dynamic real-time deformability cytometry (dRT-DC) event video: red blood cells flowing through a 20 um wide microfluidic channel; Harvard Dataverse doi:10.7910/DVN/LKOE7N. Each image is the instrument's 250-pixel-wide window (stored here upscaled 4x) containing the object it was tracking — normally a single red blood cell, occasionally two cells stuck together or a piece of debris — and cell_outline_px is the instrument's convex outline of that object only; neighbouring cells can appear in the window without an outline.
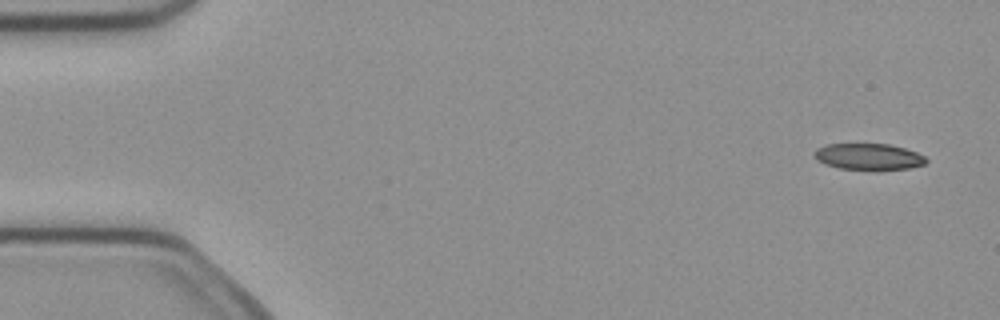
{"species": "common noctule bat (a hibernating species)", "species_latin": "Nyctalus noctula", "temperature_condition": "cold", "stored_images_in_passage": 6, "camera_frame_rate_fps": 3000, "um_per_image_px": 0.085, "animal": {"sex": "female", "body_mass_g": 21.9}, "frame": {"image": 1, "passage_image": 1, "time_ms": 0.0, "image_size_px": [1000, 320], "cell_outline_px": [[928, 160], [924, 164], [908, 168], [872, 172], [840, 168], [824, 164], [816, 160], [812, 152], [816, 148], [824, 144], [888, 144], [904, 148], [916, 152], [924, 156]], "centroid_in_image_um": [73.78, 13.34], "position_along_channel_um": 11.2, "area_um2": 17.74}}
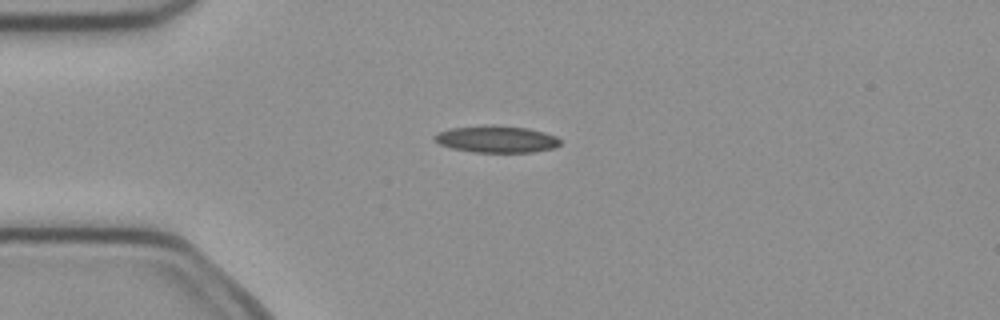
{"frame": {"image": 2, "passage_image": 4, "time_ms": 1.0, "image_size_px": [1000, 320], "cell_outline_px": [[560, 144], [556, 148], [532, 152], [472, 152], [452, 148], [440, 144], [432, 136], [436, 132], [452, 128], [492, 124], [528, 128], [544, 132], [556, 136], [560, 140]], "centroid_in_image_um": [42.21, 11.82], "position_along_channel_um": 42.8, "area_um2": 19.83}}
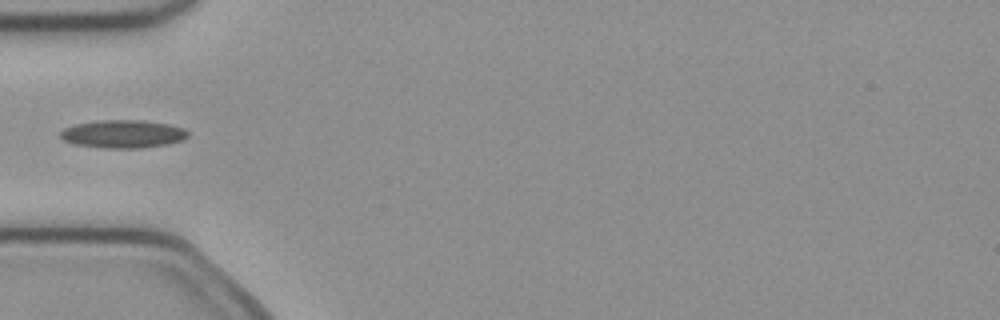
{"frame": {"image": 3, "passage_image": 5, "time_ms": 1.333, "image_size_px": [1000, 320], "cell_outline_px": [[188, 136], [184, 140], [168, 144], [140, 148], [100, 148], [76, 144], [64, 140], [60, 136], [60, 132], [64, 128], [76, 124], [96, 120], [144, 120], [168, 124], [184, 128], [188, 132]], "centroid_in_image_um": [10.47, 11.38], "position_along_channel_um": 74.5, "area_um2": 20.92}}